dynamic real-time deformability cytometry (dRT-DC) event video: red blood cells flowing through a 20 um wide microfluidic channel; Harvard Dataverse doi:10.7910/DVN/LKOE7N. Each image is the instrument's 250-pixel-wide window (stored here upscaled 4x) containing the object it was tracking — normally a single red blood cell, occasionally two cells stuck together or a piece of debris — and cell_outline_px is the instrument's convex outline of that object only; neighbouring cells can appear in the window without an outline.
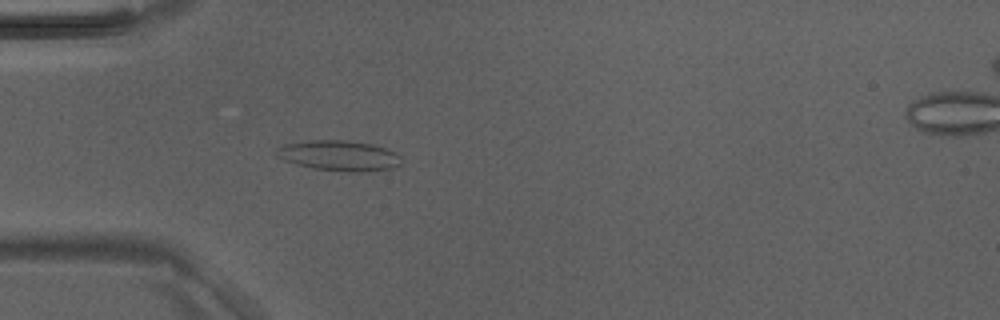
{"species": "Egyptian fruit bat (a non-hibernating species)", "species_latin": "Rousettus aegyptiacus", "temperature_condition": "room temperature", "stored_images_in_passage": 40, "camera_frame_rate_fps": 3000, "um_per_image_px": 0.085, "animal": {"sex": "male"}, "frame": {"image": 1, "passage_image": 8, "time_ms": 2.333, "image_size_px": [1000, 320], "cell_outline_px": [[400, 164], [392, 168], [360, 172], [348, 172], [312, 168], [296, 164], [284, 160], [276, 156], [276, 148], [284, 144], [312, 140], [348, 140], [372, 144], [396, 152], [400, 156]], "centroid_in_image_um": [28.8, 13.22], "position_along_channel_um": 56.2, "area_um2": 22.08}}
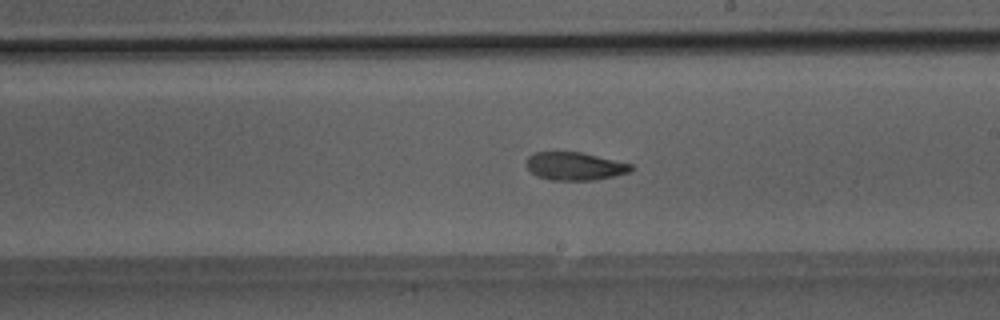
{"frame": {"image": 2, "passage_image": 21, "time_ms": 6.667, "image_size_px": [1000, 320], "cell_outline_px": [[632, 168], [628, 172], [596, 180], [548, 180], [536, 176], [524, 164], [528, 156], [532, 152], [580, 152], [632, 164]], "centroid_in_image_um": [48.78, 14.12], "position_along_channel_um": 240.2, "area_um2": 17.05}}
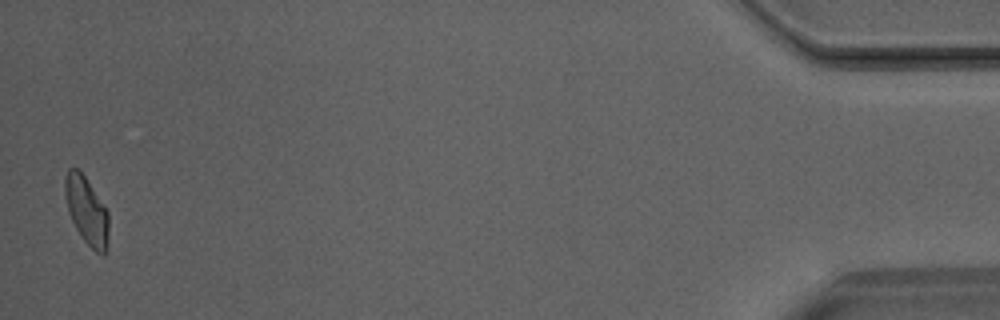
{"frame": {"image": 3, "passage_image": 40, "time_ms": 13.0, "image_size_px": [1000, 320], "cell_outline_px": [[108, 244], [104, 256], [96, 252], [80, 236], [68, 212], [64, 196], [64, 176], [68, 168], [76, 168], [84, 176], [108, 212]], "centroid_in_image_um": [7.34, 17.92], "position_along_channel_um": 427.9, "area_um2": 17.17}}